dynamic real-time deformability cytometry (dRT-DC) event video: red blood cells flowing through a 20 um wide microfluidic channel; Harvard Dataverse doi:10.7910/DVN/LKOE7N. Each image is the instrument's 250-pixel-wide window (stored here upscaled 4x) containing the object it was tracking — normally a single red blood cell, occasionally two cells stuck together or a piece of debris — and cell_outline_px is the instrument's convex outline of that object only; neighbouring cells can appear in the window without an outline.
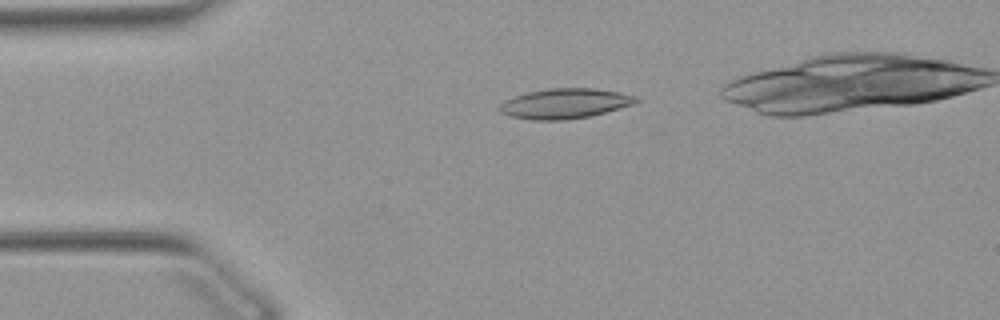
{"species": "Egyptian fruit bat (a non-hibernating species)", "species_latin": "Rousettus aegyptiacus", "temperature_condition": "warm", "stored_images_in_passage": 42, "camera_frame_rate_fps": 3000, "um_per_image_px": 0.085, "animal": {"sex": "female"}, "frame": {"image": 1, "passage_image": 7, "time_ms": 2.0, "image_size_px": [1000, 320], "cell_outline_px": [[640, 100], [632, 104], [620, 108], [588, 116], [568, 120], [532, 120], [508, 116], [500, 112], [496, 108], [504, 100], [528, 92], [548, 88], [596, 88], [620, 92], [636, 96]], "centroid_in_image_um": [47.97, 8.8], "position_along_channel_um": 37.0, "area_um2": 23.99}}
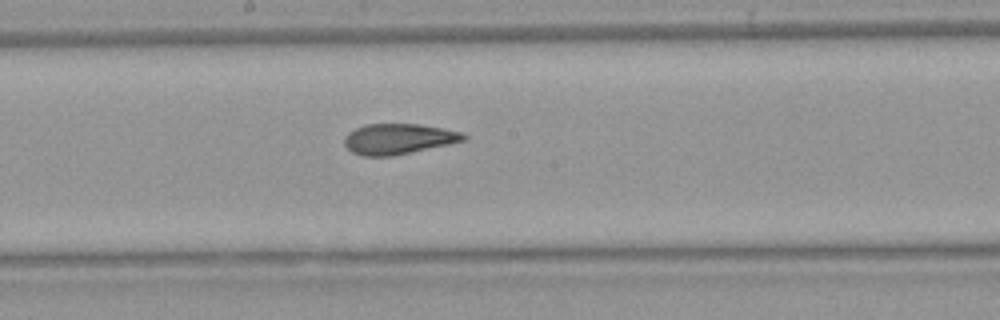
{"frame": {"image": 2, "passage_image": 23, "time_ms": 7.333, "image_size_px": [1000, 320], "cell_outline_px": [[468, 140], [392, 156], [364, 156], [352, 152], [344, 144], [344, 136], [348, 132], [364, 124], [420, 124], [444, 128], [464, 132], [468, 136]], "centroid_in_image_um": [33.9, 11.8], "position_along_channel_um": 214.3, "area_um2": 21.39}}
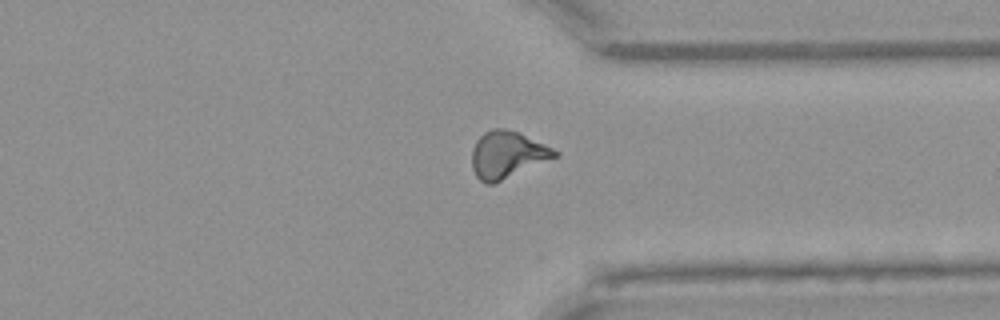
{"frame": {"image": 3, "passage_image": 35, "time_ms": 11.333, "image_size_px": [1000, 320], "cell_outline_px": [[560, 156], [492, 184], [484, 184], [476, 176], [472, 168], [472, 148], [476, 140], [484, 132], [492, 128], [504, 128], [516, 132], [544, 144], [560, 152]], "centroid_in_image_um": [43.1, 13.16], "position_along_channel_um": 368.3, "area_um2": 22.6}, "authors_computed_cell_mechanics": {"area_um2": 22.1663, "velocity_mm_per_s": 3.8968, "shape_relaxation_time_tau1_ms": null, "shape_relaxation_time_tau2_ms": 2.8616, "deformation_change_tau1": null, "deformation_change_tau2": 0.1067}}